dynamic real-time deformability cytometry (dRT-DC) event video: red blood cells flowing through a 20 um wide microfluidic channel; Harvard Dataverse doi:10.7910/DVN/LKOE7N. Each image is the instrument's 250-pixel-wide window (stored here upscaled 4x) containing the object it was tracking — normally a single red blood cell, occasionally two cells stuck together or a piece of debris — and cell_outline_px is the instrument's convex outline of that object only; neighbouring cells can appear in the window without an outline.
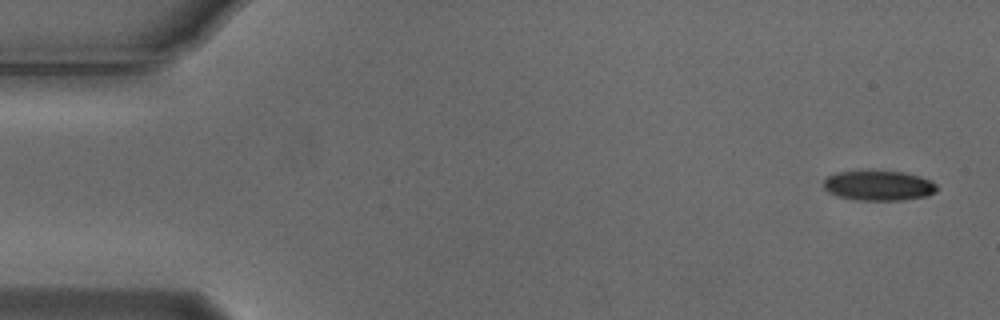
{"species": "Egyptian fruit bat (a non-hibernating species)", "species_latin": "Rousettus aegyptiacus", "temperature_condition": "cold", "stored_images_in_passage": 6, "camera_frame_rate_fps": 3000, "um_per_image_px": 0.085, "animal": {"sex": "male"}, "frame": {"image": 1, "passage_image": 1, "time_ms": 0.0, "image_size_px": [1000, 320], "cell_outline_px": [[936, 192], [928, 196], [904, 200], [856, 200], [836, 196], [828, 192], [824, 188], [824, 180], [828, 176], [836, 172], [904, 172], [920, 176], [936, 184]], "centroid_in_image_um": [74.68, 15.8], "position_along_channel_um": 10.3, "area_um2": 19.59}}
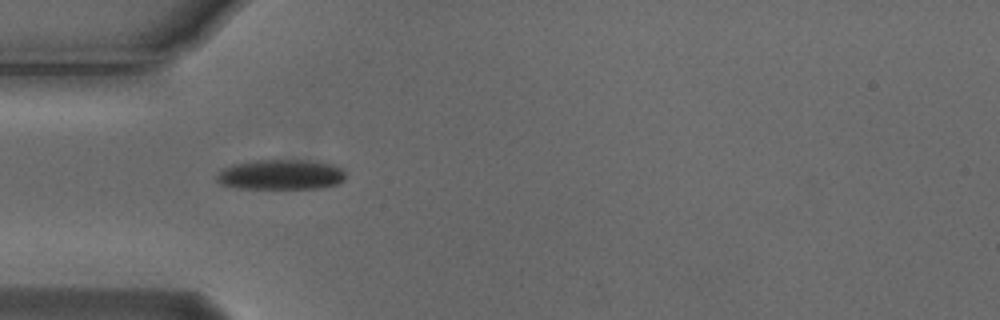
{"frame": {"image": 2, "passage_image": 5, "time_ms": 1.333, "image_size_px": [1000, 320], "cell_outline_px": [[344, 180], [336, 184], [320, 188], [240, 188], [220, 184], [216, 180], [216, 176], [224, 168], [232, 164], [256, 160], [304, 160], [332, 164], [340, 168], [344, 172]], "centroid_in_image_um": [23.85, 14.84], "position_along_channel_um": 61.2, "area_um2": 22.43}}
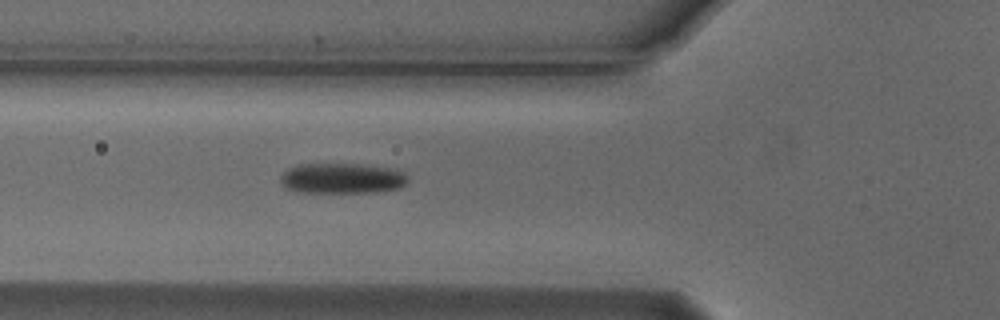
{"frame": {"image": 3, "passage_image": 6, "time_ms": 1.667, "image_size_px": [1000, 320], "cell_outline_px": [[408, 180], [400, 188], [376, 192], [304, 192], [288, 188], [280, 180], [280, 176], [288, 168], [300, 164], [356, 164], [388, 168], [404, 172]], "centroid_in_image_um": [29.08, 15.15], "position_along_channel_um": 96.7, "area_um2": 22.25}}